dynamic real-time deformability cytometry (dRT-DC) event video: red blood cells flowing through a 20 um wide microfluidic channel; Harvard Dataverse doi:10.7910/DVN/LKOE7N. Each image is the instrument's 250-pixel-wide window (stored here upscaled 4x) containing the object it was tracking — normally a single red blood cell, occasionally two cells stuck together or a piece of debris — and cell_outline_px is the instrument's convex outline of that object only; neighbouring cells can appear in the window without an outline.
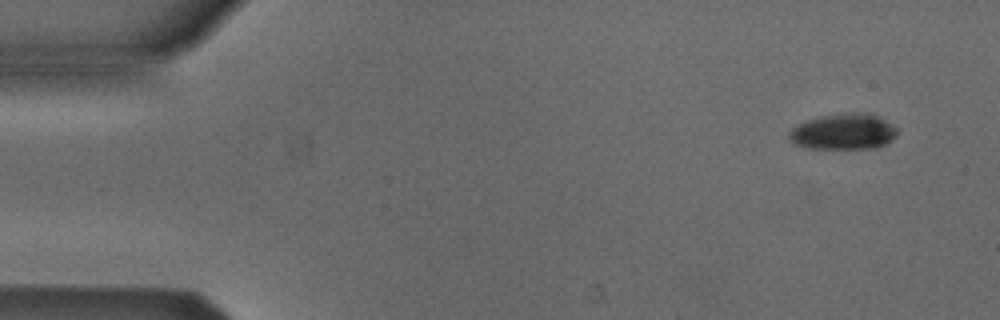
{"species": "Egyptian fruit bat (a non-hibernating species)", "species_latin": "Rousettus aegyptiacus", "temperature_condition": "cold", "stored_images_in_passage": 5, "camera_frame_rate_fps": 3000, "um_per_image_px": 0.085, "animal": {"sex": "male"}, "frame": {"image": 1, "passage_image": 1, "time_ms": 0.0, "image_size_px": [1000, 320], "cell_outline_px": [[896, 136], [892, 140], [876, 148], [812, 148], [796, 144], [788, 140], [788, 136], [792, 128], [808, 120], [820, 116], [852, 112], [860, 112], [876, 116], [896, 128]], "centroid_in_image_um": [71.68, 11.2], "position_along_channel_um": 13.3, "area_um2": 22.14}}